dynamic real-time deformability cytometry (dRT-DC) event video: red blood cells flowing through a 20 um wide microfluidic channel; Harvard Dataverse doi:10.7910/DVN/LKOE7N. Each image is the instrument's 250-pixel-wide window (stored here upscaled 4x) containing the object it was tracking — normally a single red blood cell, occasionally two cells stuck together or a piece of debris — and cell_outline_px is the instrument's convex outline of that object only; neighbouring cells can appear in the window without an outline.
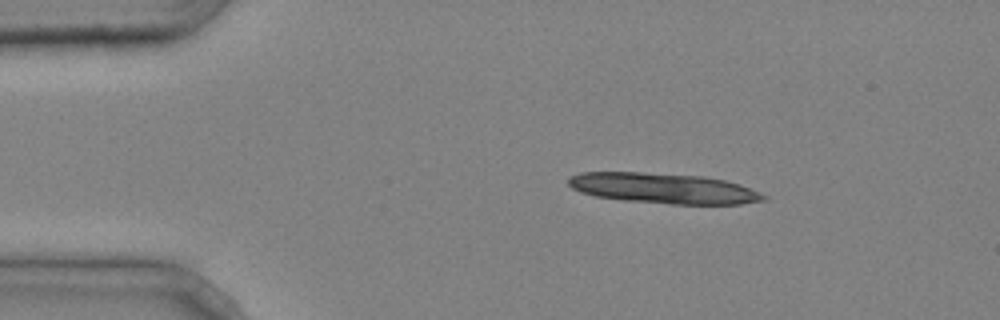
{"species": "common noctule bat (a hibernating species)", "species_latin": "Nyctalus noctula", "temperature_condition": "cold", "stored_images_in_passage": 2, "camera_frame_rate_fps": 3000, "um_per_image_px": 0.085, "animal": {"sex": "male", "body_mass_g": 20.4}, "frame": {"image": 1, "passage_image": 1, "time_ms": 0.0, "image_size_px": [1000, 320], "cell_outline_px": [[768, 200], [740, 204], [672, 204], [624, 200], [596, 196], [580, 192], [572, 188], [568, 184], [568, 176], [580, 172], [640, 172], [704, 176], [724, 180], [740, 184], [760, 192], [768, 196]], "centroid_in_image_um": [56.41, 16.0], "position_along_channel_um": 28.6, "area_um2": 34.74}}